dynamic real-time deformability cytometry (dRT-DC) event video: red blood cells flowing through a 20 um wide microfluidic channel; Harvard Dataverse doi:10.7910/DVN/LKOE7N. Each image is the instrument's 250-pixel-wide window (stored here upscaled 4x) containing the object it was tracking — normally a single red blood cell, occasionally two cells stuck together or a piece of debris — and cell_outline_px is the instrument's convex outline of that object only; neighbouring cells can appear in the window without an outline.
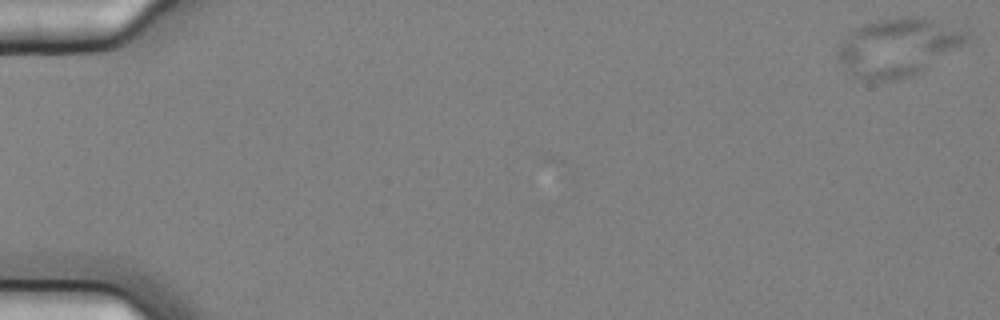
{"species": "common noctule bat (a hibernating species)", "species_latin": "Nyctalus noctula", "temperature_condition": "cold", "stored_images_in_passage": 3, "camera_frame_rate_fps": 3000, "um_per_image_px": 0.085, "animal": {"sex": "female", "body_mass_g": 25.1}, "frame": {"image": 1, "passage_image": 1, "time_ms": 0.0, "image_size_px": [1000, 320], "cell_outline_px": [[968, 40], [920, 72], [912, 76], [888, 80], [868, 80], [856, 76], [836, 56], [836, 52], [840, 44], [852, 28], [864, 24], [880, 20], [904, 16], [912, 16], [932, 20], [968, 32]], "centroid_in_image_um": [76.28, 4.0], "position_along_channel_um": 8.7, "area_um2": 42.37}}